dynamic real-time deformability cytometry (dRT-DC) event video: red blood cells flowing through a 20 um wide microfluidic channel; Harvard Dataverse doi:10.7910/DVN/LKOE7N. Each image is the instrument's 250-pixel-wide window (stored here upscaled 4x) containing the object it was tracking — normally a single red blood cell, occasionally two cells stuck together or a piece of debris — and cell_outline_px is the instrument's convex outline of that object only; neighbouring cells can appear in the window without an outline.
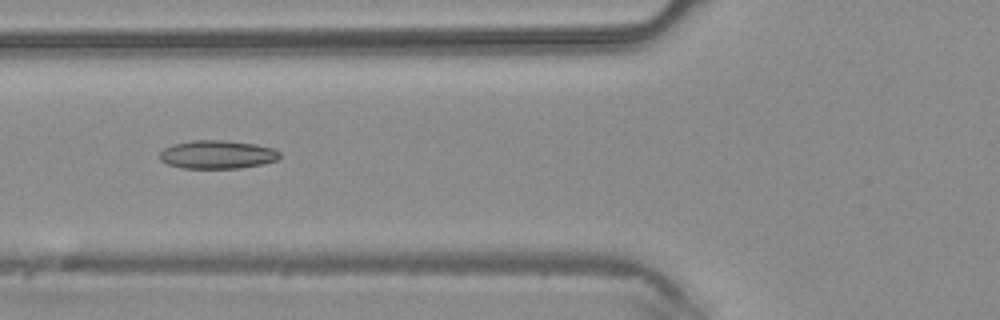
{"species": "common noctule bat (a hibernating species)", "species_latin": "Nyctalus noctula", "temperature_condition": "warm", "stored_images_in_passage": 5, "camera_frame_rate_fps": 3000, "um_per_image_px": 0.085, "animal": {"sex": "male", "body_mass_g": 20.4}, "frame": {"image": 1, "passage_image": 5, "time_ms": 1.333, "image_size_px": [1000, 320], "cell_outline_px": [[280, 160], [264, 164], [240, 168], [180, 168], [168, 164], [160, 160], [160, 152], [164, 148], [172, 144], [192, 140], [220, 140], [256, 144], [272, 148], [280, 152]], "centroid_in_image_um": [18.49, 13.14], "position_along_channel_um": 107.3, "area_um2": 20.0}}